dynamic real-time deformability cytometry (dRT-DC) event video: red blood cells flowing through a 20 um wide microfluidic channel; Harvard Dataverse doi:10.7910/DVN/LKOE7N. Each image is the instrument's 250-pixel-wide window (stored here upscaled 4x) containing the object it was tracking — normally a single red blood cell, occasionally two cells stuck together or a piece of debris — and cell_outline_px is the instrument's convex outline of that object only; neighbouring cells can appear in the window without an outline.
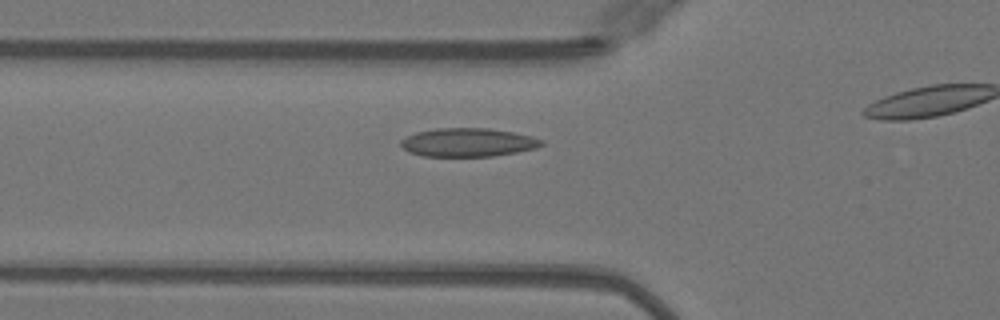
{"species": "Egyptian fruit bat (a non-hibernating species)", "species_latin": "Rousettus aegyptiacus", "temperature_condition": "warm", "stored_images_in_passage": 9, "camera_frame_rate_fps": 3000, "um_per_image_px": 0.085, "animal": {"sex": "female"}, "frame": {"image": 1, "passage_image": 4, "time_ms": 1.0, "image_size_px": [1000, 320], "cell_outline_px": [[544, 144], [536, 148], [516, 152], [492, 156], [424, 156], [408, 152], [400, 144], [400, 140], [416, 132], [436, 128], [488, 128], [512, 132], [532, 136], [544, 140]], "centroid_in_image_um": [39.78, 12.1], "position_along_channel_um": 86.0, "area_um2": 23.35}}
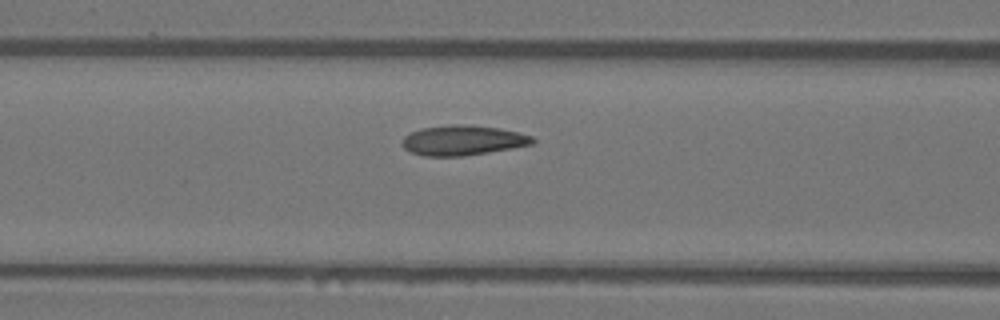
{"frame": {"image": 2, "passage_image": 7, "time_ms": 2.0, "image_size_px": [1000, 320], "cell_outline_px": [[536, 140], [532, 144], [512, 148], [464, 156], [424, 156], [412, 152], [404, 148], [404, 136], [420, 128], [448, 124], [472, 124], [500, 128], [532, 136]], "centroid_in_image_um": [39.35, 11.91], "position_along_channel_um": 127.2, "area_um2": 22.77}}